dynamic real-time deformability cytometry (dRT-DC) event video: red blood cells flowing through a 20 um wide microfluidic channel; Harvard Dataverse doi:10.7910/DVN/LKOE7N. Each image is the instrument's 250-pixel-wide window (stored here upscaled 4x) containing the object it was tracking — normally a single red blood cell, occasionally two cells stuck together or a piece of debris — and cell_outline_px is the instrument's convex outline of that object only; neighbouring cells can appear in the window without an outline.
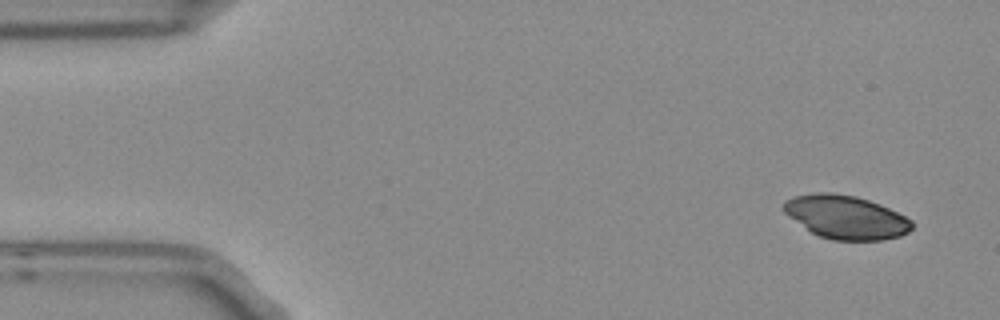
{"species": "Egyptian fruit bat (a non-hibernating species)", "species_latin": "Rousettus aegyptiacus", "temperature_condition": "room temperature", "stored_images_in_passage": 4, "camera_frame_rate_fps": 3000, "um_per_image_px": 0.085, "frame": {"image": 1, "passage_image": 1, "time_ms": 0.0, "image_size_px": [1000, 320], "cell_outline_px": [[912, 228], [908, 232], [900, 236], [880, 240], [832, 240], [820, 236], [812, 232], [784, 212], [784, 200], [796, 196], [816, 192], [832, 192], [856, 196], [880, 204], [912, 220]], "centroid_in_image_um": [71.91, 18.45], "position_along_channel_um": 13.1, "area_um2": 32.14}}
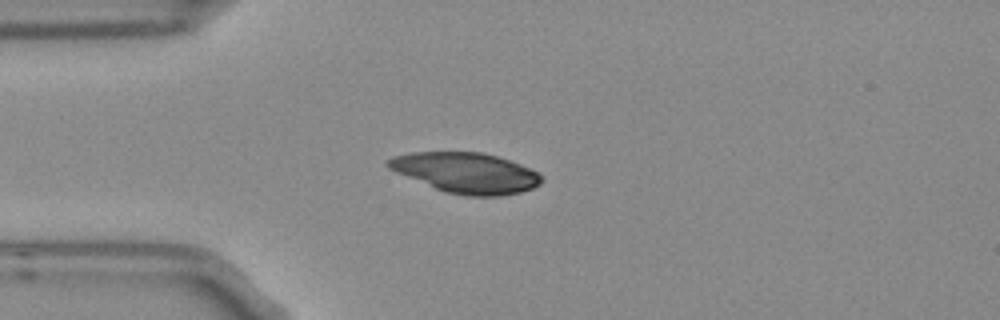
{"frame": {"image": 2, "passage_image": 4, "time_ms": 1.0, "image_size_px": [1000, 320], "cell_outline_px": [[544, 180], [540, 184], [532, 188], [520, 192], [500, 196], [468, 196], [444, 192], [396, 172], [388, 168], [384, 164], [384, 160], [392, 156], [412, 152], [480, 152], [496, 156], [508, 160], [528, 168], [544, 176]], "centroid_in_image_um": [39.57, 14.69], "position_along_channel_um": 45.4, "area_um2": 36.07}}